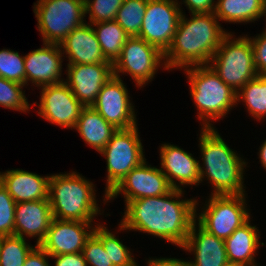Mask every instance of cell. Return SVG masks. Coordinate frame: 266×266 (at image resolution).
Returning a JSON list of instances; mask_svg holds the SVG:
<instances>
[{
  "mask_svg": "<svg viewBox=\"0 0 266 266\" xmlns=\"http://www.w3.org/2000/svg\"><path fill=\"white\" fill-rule=\"evenodd\" d=\"M183 190L130 201L118 230L140 231L181 248L196 221V199H182Z\"/></svg>",
  "mask_w": 266,
  "mask_h": 266,
  "instance_id": "1",
  "label": "cell"
},
{
  "mask_svg": "<svg viewBox=\"0 0 266 266\" xmlns=\"http://www.w3.org/2000/svg\"><path fill=\"white\" fill-rule=\"evenodd\" d=\"M182 12L172 43L164 53L166 69L208 65L224 37L229 33L212 13Z\"/></svg>",
  "mask_w": 266,
  "mask_h": 266,
  "instance_id": "2",
  "label": "cell"
},
{
  "mask_svg": "<svg viewBox=\"0 0 266 266\" xmlns=\"http://www.w3.org/2000/svg\"><path fill=\"white\" fill-rule=\"evenodd\" d=\"M199 140L203 162V167L199 164L200 183L207 178L214 188L211 195L246 194L243 174L248 163L226 144L215 127L201 128Z\"/></svg>",
  "mask_w": 266,
  "mask_h": 266,
  "instance_id": "3",
  "label": "cell"
},
{
  "mask_svg": "<svg viewBox=\"0 0 266 266\" xmlns=\"http://www.w3.org/2000/svg\"><path fill=\"white\" fill-rule=\"evenodd\" d=\"M95 191L93 182L79 172L52 174L49 180V202L53 218L95 222L94 218L101 214Z\"/></svg>",
  "mask_w": 266,
  "mask_h": 266,
  "instance_id": "4",
  "label": "cell"
},
{
  "mask_svg": "<svg viewBox=\"0 0 266 266\" xmlns=\"http://www.w3.org/2000/svg\"><path fill=\"white\" fill-rule=\"evenodd\" d=\"M188 78L190 95L198 110L202 128H213L211 122L223 119L237 105V93L209 65L183 69ZM211 120V121H210Z\"/></svg>",
  "mask_w": 266,
  "mask_h": 266,
  "instance_id": "5",
  "label": "cell"
},
{
  "mask_svg": "<svg viewBox=\"0 0 266 266\" xmlns=\"http://www.w3.org/2000/svg\"><path fill=\"white\" fill-rule=\"evenodd\" d=\"M229 32L209 62L210 68L236 93L258 74L248 35L233 38Z\"/></svg>",
  "mask_w": 266,
  "mask_h": 266,
  "instance_id": "6",
  "label": "cell"
},
{
  "mask_svg": "<svg viewBox=\"0 0 266 266\" xmlns=\"http://www.w3.org/2000/svg\"><path fill=\"white\" fill-rule=\"evenodd\" d=\"M138 126L130 129H117L107 145L99 152L106 159L107 178L103 202L108 201V194L123 178L145 159Z\"/></svg>",
  "mask_w": 266,
  "mask_h": 266,
  "instance_id": "7",
  "label": "cell"
},
{
  "mask_svg": "<svg viewBox=\"0 0 266 266\" xmlns=\"http://www.w3.org/2000/svg\"><path fill=\"white\" fill-rule=\"evenodd\" d=\"M33 8L43 43L60 44L86 22L84 0H37Z\"/></svg>",
  "mask_w": 266,
  "mask_h": 266,
  "instance_id": "8",
  "label": "cell"
},
{
  "mask_svg": "<svg viewBox=\"0 0 266 266\" xmlns=\"http://www.w3.org/2000/svg\"><path fill=\"white\" fill-rule=\"evenodd\" d=\"M246 194L211 195L198 214L196 200V222L208 233L223 240L245 224L251 215L247 208ZM206 206V207H205Z\"/></svg>",
  "mask_w": 266,
  "mask_h": 266,
  "instance_id": "9",
  "label": "cell"
},
{
  "mask_svg": "<svg viewBox=\"0 0 266 266\" xmlns=\"http://www.w3.org/2000/svg\"><path fill=\"white\" fill-rule=\"evenodd\" d=\"M166 69L164 53L138 36H132L125 42L121 55L113 64V75L128 74L137 87L151 82L158 68ZM144 85V86H143Z\"/></svg>",
  "mask_w": 266,
  "mask_h": 266,
  "instance_id": "10",
  "label": "cell"
},
{
  "mask_svg": "<svg viewBox=\"0 0 266 266\" xmlns=\"http://www.w3.org/2000/svg\"><path fill=\"white\" fill-rule=\"evenodd\" d=\"M182 11L177 0H148L138 37L165 53L172 43Z\"/></svg>",
  "mask_w": 266,
  "mask_h": 266,
  "instance_id": "11",
  "label": "cell"
},
{
  "mask_svg": "<svg viewBox=\"0 0 266 266\" xmlns=\"http://www.w3.org/2000/svg\"><path fill=\"white\" fill-rule=\"evenodd\" d=\"M123 80L113 76L101 88L92 107L116 129H130L138 123L134 105Z\"/></svg>",
  "mask_w": 266,
  "mask_h": 266,
  "instance_id": "12",
  "label": "cell"
},
{
  "mask_svg": "<svg viewBox=\"0 0 266 266\" xmlns=\"http://www.w3.org/2000/svg\"><path fill=\"white\" fill-rule=\"evenodd\" d=\"M144 160L139 166L133 168L123 180L108 194V200H113L122 194L125 205L135 199L165 195L173 187L161 168L147 164Z\"/></svg>",
  "mask_w": 266,
  "mask_h": 266,
  "instance_id": "13",
  "label": "cell"
},
{
  "mask_svg": "<svg viewBox=\"0 0 266 266\" xmlns=\"http://www.w3.org/2000/svg\"><path fill=\"white\" fill-rule=\"evenodd\" d=\"M38 115L51 124L74 129L84 106L65 82L40 87Z\"/></svg>",
  "mask_w": 266,
  "mask_h": 266,
  "instance_id": "14",
  "label": "cell"
},
{
  "mask_svg": "<svg viewBox=\"0 0 266 266\" xmlns=\"http://www.w3.org/2000/svg\"><path fill=\"white\" fill-rule=\"evenodd\" d=\"M66 72L64 82L84 107L94 104L103 85L114 76L112 63L67 65Z\"/></svg>",
  "mask_w": 266,
  "mask_h": 266,
  "instance_id": "15",
  "label": "cell"
},
{
  "mask_svg": "<svg viewBox=\"0 0 266 266\" xmlns=\"http://www.w3.org/2000/svg\"><path fill=\"white\" fill-rule=\"evenodd\" d=\"M93 225L92 222L53 218L45 239L39 245L49 256L82 252L94 231Z\"/></svg>",
  "mask_w": 266,
  "mask_h": 266,
  "instance_id": "16",
  "label": "cell"
},
{
  "mask_svg": "<svg viewBox=\"0 0 266 266\" xmlns=\"http://www.w3.org/2000/svg\"><path fill=\"white\" fill-rule=\"evenodd\" d=\"M63 52L59 44L43 43V47L35 49L24 56L26 84L40 87L64 82L62 76ZM35 84V85H34Z\"/></svg>",
  "mask_w": 266,
  "mask_h": 266,
  "instance_id": "17",
  "label": "cell"
},
{
  "mask_svg": "<svg viewBox=\"0 0 266 266\" xmlns=\"http://www.w3.org/2000/svg\"><path fill=\"white\" fill-rule=\"evenodd\" d=\"M159 150L160 168L173 189L200 184V161L191 153L169 143L162 144Z\"/></svg>",
  "mask_w": 266,
  "mask_h": 266,
  "instance_id": "18",
  "label": "cell"
},
{
  "mask_svg": "<svg viewBox=\"0 0 266 266\" xmlns=\"http://www.w3.org/2000/svg\"><path fill=\"white\" fill-rule=\"evenodd\" d=\"M52 220L49 200L18 202L15 205L14 235L24 239L37 237L36 245H39L45 239Z\"/></svg>",
  "mask_w": 266,
  "mask_h": 266,
  "instance_id": "19",
  "label": "cell"
},
{
  "mask_svg": "<svg viewBox=\"0 0 266 266\" xmlns=\"http://www.w3.org/2000/svg\"><path fill=\"white\" fill-rule=\"evenodd\" d=\"M59 45L68 58L67 65L110 63L101 51L91 23L74 28Z\"/></svg>",
  "mask_w": 266,
  "mask_h": 266,
  "instance_id": "20",
  "label": "cell"
},
{
  "mask_svg": "<svg viewBox=\"0 0 266 266\" xmlns=\"http://www.w3.org/2000/svg\"><path fill=\"white\" fill-rule=\"evenodd\" d=\"M181 248L195 255L194 261L187 260L188 266H223L228 263L224 240L208 233L196 221Z\"/></svg>",
  "mask_w": 266,
  "mask_h": 266,
  "instance_id": "21",
  "label": "cell"
},
{
  "mask_svg": "<svg viewBox=\"0 0 266 266\" xmlns=\"http://www.w3.org/2000/svg\"><path fill=\"white\" fill-rule=\"evenodd\" d=\"M50 177L51 175L40 176L23 169L0 172V182L16 203L49 200Z\"/></svg>",
  "mask_w": 266,
  "mask_h": 266,
  "instance_id": "22",
  "label": "cell"
},
{
  "mask_svg": "<svg viewBox=\"0 0 266 266\" xmlns=\"http://www.w3.org/2000/svg\"><path fill=\"white\" fill-rule=\"evenodd\" d=\"M250 219L224 240L228 262L243 266H258L255 260L260 245L259 229Z\"/></svg>",
  "mask_w": 266,
  "mask_h": 266,
  "instance_id": "23",
  "label": "cell"
},
{
  "mask_svg": "<svg viewBox=\"0 0 266 266\" xmlns=\"http://www.w3.org/2000/svg\"><path fill=\"white\" fill-rule=\"evenodd\" d=\"M86 144L98 153L107 145L117 129L92 106L84 107L74 127Z\"/></svg>",
  "mask_w": 266,
  "mask_h": 266,
  "instance_id": "24",
  "label": "cell"
},
{
  "mask_svg": "<svg viewBox=\"0 0 266 266\" xmlns=\"http://www.w3.org/2000/svg\"><path fill=\"white\" fill-rule=\"evenodd\" d=\"M266 0H217L214 15L219 21L249 23L262 17Z\"/></svg>",
  "mask_w": 266,
  "mask_h": 266,
  "instance_id": "25",
  "label": "cell"
},
{
  "mask_svg": "<svg viewBox=\"0 0 266 266\" xmlns=\"http://www.w3.org/2000/svg\"><path fill=\"white\" fill-rule=\"evenodd\" d=\"M92 26L105 59L114 64L130 36L115 20L92 23Z\"/></svg>",
  "mask_w": 266,
  "mask_h": 266,
  "instance_id": "26",
  "label": "cell"
},
{
  "mask_svg": "<svg viewBox=\"0 0 266 266\" xmlns=\"http://www.w3.org/2000/svg\"><path fill=\"white\" fill-rule=\"evenodd\" d=\"M238 102H244L248 113L258 121L266 118V76L257 75L248 81L236 95Z\"/></svg>",
  "mask_w": 266,
  "mask_h": 266,
  "instance_id": "27",
  "label": "cell"
},
{
  "mask_svg": "<svg viewBox=\"0 0 266 266\" xmlns=\"http://www.w3.org/2000/svg\"><path fill=\"white\" fill-rule=\"evenodd\" d=\"M93 233L102 241L103 248L108 252L114 266H139L131 250L115 236V233L110 232L105 224L96 223Z\"/></svg>",
  "mask_w": 266,
  "mask_h": 266,
  "instance_id": "28",
  "label": "cell"
},
{
  "mask_svg": "<svg viewBox=\"0 0 266 266\" xmlns=\"http://www.w3.org/2000/svg\"><path fill=\"white\" fill-rule=\"evenodd\" d=\"M148 0H124L115 21L130 36H139Z\"/></svg>",
  "mask_w": 266,
  "mask_h": 266,
  "instance_id": "29",
  "label": "cell"
},
{
  "mask_svg": "<svg viewBox=\"0 0 266 266\" xmlns=\"http://www.w3.org/2000/svg\"><path fill=\"white\" fill-rule=\"evenodd\" d=\"M35 246L19 236H2L0 242V266H23L29 252Z\"/></svg>",
  "mask_w": 266,
  "mask_h": 266,
  "instance_id": "30",
  "label": "cell"
},
{
  "mask_svg": "<svg viewBox=\"0 0 266 266\" xmlns=\"http://www.w3.org/2000/svg\"><path fill=\"white\" fill-rule=\"evenodd\" d=\"M24 86L26 85L0 76V106L4 107V109L28 113L31 106L27 101L25 91H23Z\"/></svg>",
  "mask_w": 266,
  "mask_h": 266,
  "instance_id": "31",
  "label": "cell"
},
{
  "mask_svg": "<svg viewBox=\"0 0 266 266\" xmlns=\"http://www.w3.org/2000/svg\"><path fill=\"white\" fill-rule=\"evenodd\" d=\"M0 76L26 85L24 56H20L17 51L10 49L0 50Z\"/></svg>",
  "mask_w": 266,
  "mask_h": 266,
  "instance_id": "32",
  "label": "cell"
},
{
  "mask_svg": "<svg viewBox=\"0 0 266 266\" xmlns=\"http://www.w3.org/2000/svg\"><path fill=\"white\" fill-rule=\"evenodd\" d=\"M85 15L89 14V23L115 20L124 0H84Z\"/></svg>",
  "mask_w": 266,
  "mask_h": 266,
  "instance_id": "33",
  "label": "cell"
},
{
  "mask_svg": "<svg viewBox=\"0 0 266 266\" xmlns=\"http://www.w3.org/2000/svg\"><path fill=\"white\" fill-rule=\"evenodd\" d=\"M16 202L0 182V235H14Z\"/></svg>",
  "mask_w": 266,
  "mask_h": 266,
  "instance_id": "34",
  "label": "cell"
},
{
  "mask_svg": "<svg viewBox=\"0 0 266 266\" xmlns=\"http://www.w3.org/2000/svg\"><path fill=\"white\" fill-rule=\"evenodd\" d=\"M82 253L89 266H114L102 241L94 233L86 240Z\"/></svg>",
  "mask_w": 266,
  "mask_h": 266,
  "instance_id": "35",
  "label": "cell"
},
{
  "mask_svg": "<svg viewBox=\"0 0 266 266\" xmlns=\"http://www.w3.org/2000/svg\"><path fill=\"white\" fill-rule=\"evenodd\" d=\"M253 49L254 65L258 75L266 76V38L261 34L249 37Z\"/></svg>",
  "mask_w": 266,
  "mask_h": 266,
  "instance_id": "36",
  "label": "cell"
},
{
  "mask_svg": "<svg viewBox=\"0 0 266 266\" xmlns=\"http://www.w3.org/2000/svg\"><path fill=\"white\" fill-rule=\"evenodd\" d=\"M177 4L180 6V4H185L189 10V13L192 14H201V13H212L215 10L216 7V1L215 0H183L179 3L177 1Z\"/></svg>",
  "mask_w": 266,
  "mask_h": 266,
  "instance_id": "37",
  "label": "cell"
},
{
  "mask_svg": "<svg viewBox=\"0 0 266 266\" xmlns=\"http://www.w3.org/2000/svg\"><path fill=\"white\" fill-rule=\"evenodd\" d=\"M49 255L40 246L36 245L27 255L23 266H50Z\"/></svg>",
  "mask_w": 266,
  "mask_h": 266,
  "instance_id": "38",
  "label": "cell"
},
{
  "mask_svg": "<svg viewBox=\"0 0 266 266\" xmlns=\"http://www.w3.org/2000/svg\"><path fill=\"white\" fill-rule=\"evenodd\" d=\"M55 259L54 266H88L82 252L50 256Z\"/></svg>",
  "mask_w": 266,
  "mask_h": 266,
  "instance_id": "39",
  "label": "cell"
},
{
  "mask_svg": "<svg viewBox=\"0 0 266 266\" xmlns=\"http://www.w3.org/2000/svg\"><path fill=\"white\" fill-rule=\"evenodd\" d=\"M148 266H188L186 260L177 258H149L147 261Z\"/></svg>",
  "mask_w": 266,
  "mask_h": 266,
  "instance_id": "40",
  "label": "cell"
},
{
  "mask_svg": "<svg viewBox=\"0 0 266 266\" xmlns=\"http://www.w3.org/2000/svg\"><path fill=\"white\" fill-rule=\"evenodd\" d=\"M259 161L261 163V166L266 169V139L264 140V142L262 143V145H260L259 148Z\"/></svg>",
  "mask_w": 266,
  "mask_h": 266,
  "instance_id": "41",
  "label": "cell"
},
{
  "mask_svg": "<svg viewBox=\"0 0 266 266\" xmlns=\"http://www.w3.org/2000/svg\"><path fill=\"white\" fill-rule=\"evenodd\" d=\"M265 17L264 20H266V6H265V9L263 11V14H262V17ZM266 22V21H265ZM266 26V25H265ZM261 35L264 36L266 38V28H264L263 32H261Z\"/></svg>",
  "mask_w": 266,
  "mask_h": 266,
  "instance_id": "42",
  "label": "cell"
},
{
  "mask_svg": "<svg viewBox=\"0 0 266 266\" xmlns=\"http://www.w3.org/2000/svg\"><path fill=\"white\" fill-rule=\"evenodd\" d=\"M223 266H243V265L238 264V263H230V262H228L227 264H225Z\"/></svg>",
  "mask_w": 266,
  "mask_h": 266,
  "instance_id": "43",
  "label": "cell"
}]
</instances>
